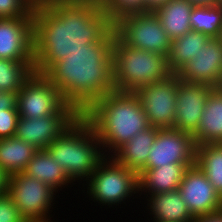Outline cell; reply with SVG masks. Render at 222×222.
Wrapping results in <instances>:
<instances>
[{
    "mask_svg": "<svg viewBox=\"0 0 222 222\" xmlns=\"http://www.w3.org/2000/svg\"><path fill=\"white\" fill-rule=\"evenodd\" d=\"M114 23L101 0H38L33 9L34 72L100 42Z\"/></svg>",
    "mask_w": 222,
    "mask_h": 222,
    "instance_id": "6da1fadb",
    "label": "cell"
},
{
    "mask_svg": "<svg viewBox=\"0 0 222 222\" xmlns=\"http://www.w3.org/2000/svg\"><path fill=\"white\" fill-rule=\"evenodd\" d=\"M114 28L98 43L77 49L54 63L43 75L65 102L83 115L99 98L114 89Z\"/></svg>",
    "mask_w": 222,
    "mask_h": 222,
    "instance_id": "7a4b0ae2",
    "label": "cell"
},
{
    "mask_svg": "<svg viewBox=\"0 0 222 222\" xmlns=\"http://www.w3.org/2000/svg\"><path fill=\"white\" fill-rule=\"evenodd\" d=\"M83 116L94 127L105 156H112L133 136L151 127L135 92H108Z\"/></svg>",
    "mask_w": 222,
    "mask_h": 222,
    "instance_id": "3957f363",
    "label": "cell"
},
{
    "mask_svg": "<svg viewBox=\"0 0 222 222\" xmlns=\"http://www.w3.org/2000/svg\"><path fill=\"white\" fill-rule=\"evenodd\" d=\"M72 182L84 181L92 175L105 157L91 123L80 115L46 149Z\"/></svg>",
    "mask_w": 222,
    "mask_h": 222,
    "instance_id": "277c9868",
    "label": "cell"
},
{
    "mask_svg": "<svg viewBox=\"0 0 222 222\" xmlns=\"http://www.w3.org/2000/svg\"><path fill=\"white\" fill-rule=\"evenodd\" d=\"M113 70L114 89L121 92H136L172 74L165 55L131 48L117 36L113 43Z\"/></svg>",
    "mask_w": 222,
    "mask_h": 222,
    "instance_id": "5b68a950",
    "label": "cell"
},
{
    "mask_svg": "<svg viewBox=\"0 0 222 222\" xmlns=\"http://www.w3.org/2000/svg\"><path fill=\"white\" fill-rule=\"evenodd\" d=\"M86 183L87 196L102 206H118L139 193L138 173L119 164L112 156L100 161Z\"/></svg>",
    "mask_w": 222,
    "mask_h": 222,
    "instance_id": "8992f818",
    "label": "cell"
},
{
    "mask_svg": "<svg viewBox=\"0 0 222 222\" xmlns=\"http://www.w3.org/2000/svg\"><path fill=\"white\" fill-rule=\"evenodd\" d=\"M19 117L39 118L47 115H81L67 104L58 89L43 75L33 72L17 94Z\"/></svg>",
    "mask_w": 222,
    "mask_h": 222,
    "instance_id": "52a82bcc",
    "label": "cell"
},
{
    "mask_svg": "<svg viewBox=\"0 0 222 222\" xmlns=\"http://www.w3.org/2000/svg\"><path fill=\"white\" fill-rule=\"evenodd\" d=\"M114 31L131 48L169 54L172 40L154 12L124 15L114 22Z\"/></svg>",
    "mask_w": 222,
    "mask_h": 222,
    "instance_id": "ba28073f",
    "label": "cell"
},
{
    "mask_svg": "<svg viewBox=\"0 0 222 222\" xmlns=\"http://www.w3.org/2000/svg\"><path fill=\"white\" fill-rule=\"evenodd\" d=\"M57 191L23 172L9 176L8 194L27 222H50Z\"/></svg>",
    "mask_w": 222,
    "mask_h": 222,
    "instance_id": "9c48e42d",
    "label": "cell"
},
{
    "mask_svg": "<svg viewBox=\"0 0 222 222\" xmlns=\"http://www.w3.org/2000/svg\"><path fill=\"white\" fill-rule=\"evenodd\" d=\"M178 76L167 78L141 87L135 94L148 118L149 125L157 128H173L176 116Z\"/></svg>",
    "mask_w": 222,
    "mask_h": 222,
    "instance_id": "30bf717a",
    "label": "cell"
},
{
    "mask_svg": "<svg viewBox=\"0 0 222 222\" xmlns=\"http://www.w3.org/2000/svg\"><path fill=\"white\" fill-rule=\"evenodd\" d=\"M196 143L193 135L175 128H158V133L145 168H157L168 163H195Z\"/></svg>",
    "mask_w": 222,
    "mask_h": 222,
    "instance_id": "8fae6325",
    "label": "cell"
},
{
    "mask_svg": "<svg viewBox=\"0 0 222 222\" xmlns=\"http://www.w3.org/2000/svg\"><path fill=\"white\" fill-rule=\"evenodd\" d=\"M178 191L194 217L222 210V197L196 164L186 170Z\"/></svg>",
    "mask_w": 222,
    "mask_h": 222,
    "instance_id": "7c38bea8",
    "label": "cell"
},
{
    "mask_svg": "<svg viewBox=\"0 0 222 222\" xmlns=\"http://www.w3.org/2000/svg\"><path fill=\"white\" fill-rule=\"evenodd\" d=\"M0 58L34 62L33 17L0 18Z\"/></svg>",
    "mask_w": 222,
    "mask_h": 222,
    "instance_id": "4fadbf2b",
    "label": "cell"
},
{
    "mask_svg": "<svg viewBox=\"0 0 222 222\" xmlns=\"http://www.w3.org/2000/svg\"><path fill=\"white\" fill-rule=\"evenodd\" d=\"M201 50L176 74L181 81L187 83L219 88L222 77V41L220 38H210Z\"/></svg>",
    "mask_w": 222,
    "mask_h": 222,
    "instance_id": "5bb4252c",
    "label": "cell"
},
{
    "mask_svg": "<svg viewBox=\"0 0 222 222\" xmlns=\"http://www.w3.org/2000/svg\"><path fill=\"white\" fill-rule=\"evenodd\" d=\"M213 89L206 84L187 83L178 78L173 128L192 134L198 128L207 98Z\"/></svg>",
    "mask_w": 222,
    "mask_h": 222,
    "instance_id": "9a60e30c",
    "label": "cell"
},
{
    "mask_svg": "<svg viewBox=\"0 0 222 222\" xmlns=\"http://www.w3.org/2000/svg\"><path fill=\"white\" fill-rule=\"evenodd\" d=\"M80 115H47L39 118L19 117L15 137L33 145L37 150H45Z\"/></svg>",
    "mask_w": 222,
    "mask_h": 222,
    "instance_id": "2e32d148",
    "label": "cell"
},
{
    "mask_svg": "<svg viewBox=\"0 0 222 222\" xmlns=\"http://www.w3.org/2000/svg\"><path fill=\"white\" fill-rule=\"evenodd\" d=\"M193 165L195 163H168L157 168H145L138 175L139 196L144 192V196H148L178 190L186 170Z\"/></svg>",
    "mask_w": 222,
    "mask_h": 222,
    "instance_id": "e0dca14e",
    "label": "cell"
},
{
    "mask_svg": "<svg viewBox=\"0 0 222 222\" xmlns=\"http://www.w3.org/2000/svg\"><path fill=\"white\" fill-rule=\"evenodd\" d=\"M146 198L154 222H193L195 219L178 190L150 194Z\"/></svg>",
    "mask_w": 222,
    "mask_h": 222,
    "instance_id": "ac0fdd59",
    "label": "cell"
},
{
    "mask_svg": "<svg viewBox=\"0 0 222 222\" xmlns=\"http://www.w3.org/2000/svg\"><path fill=\"white\" fill-rule=\"evenodd\" d=\"M197 145L222 143V89L209 94L198 128L192 133Z\"/></svg>",
    "mask_w": 222,
    "mask_h": 222,
    "instance_id": "d6986e66",
    "label": "cell"
},
{
    "mask_svg": "<svg viewBox=\"0 0 222 222\" xmlns=\"http://www.w3.org/2000/svg\"><path fill=\"white\" fill-rule=\"evenodd\" d=\"M158 133L157 127H149L133 136L120 147L112 157L119 163L137 173L146 165L150 149Z\"/></svg>",
    "mask_w": 222,
    "mask_h": 222,
    "instance_id": "ffe728a7",
    "label": "cell"
},
{
    "mask_svg": "<svg viewBox=\"0 0 222 222\" xmlns=\"http://www.w3.org/2000/svg\"><path fill=\"white\" fill-rule=\"evenodd\" d=\"M193 7L189 0H169L154 11L172 41L192 30L190 14Z\"/></svg>",
    "mask_w": 222,
    "mask_h": 222,
    "instance_id": "44dd1931",
    "label": "cell"
},
{
    "mask_svg": "<svg viewBox=\"0 0 222 222\" xmlns=\"http://www.w3.org/2000/svg\"><path fill=\"white\" fill-rule=\"evenodd\" d=\"M24 174L48 184L57 191L62 187L74 185L66 172L46 150H38L28 162ZM72 183V184H71Z\"/></svg>",
    "mask_w": 222,
    "mask_h": 222,
    "instance_id": "7402d4cb",
    "label": "cell"
},
{
    "mask_svg": "<svg viewBox=\"0 0 222 222\" xmlns=\"http://www.w3.org/2000/svg\"><path fill=\"white\" fill-rule=\"evenodd\" d=\"M210 37L198 31H189L183 36L174 39L167 56L168 68L176 74L187 62L195 58Z\"/></svg>",
    "mask_w": 222,
    "mask_h": 222,
    "instance_id": "603a6c76",
    "label": "cell"
},
{
    "mask_svg": "<svg viewBox=\"0 0 222 222\" xmlns=\"http://www.w3.org/2000/svg\"><path fill=\"white\" fill-rule=\"evenodd\" d=\"M37 151L33 145L15 136L0 139V167L9 175L23 172Z\"/></svg>",
    "mask_w": 222,
    "mask_h": 222,
    "instance_id": "cb8c5ba5",
    "label": "cell"
},
{
    "mask_svg": "<svg viewBox=\"0 0 222 222\" xmlns=\"http://www.w3.org/2000/svg\"><path fill=\"white\" fill-rule=\"evenodd\" d=\"M195 164L222 197V143L197 145Z\"/></svg>",
    "mask_w": 222,
    "mask_h": 222,
    "instance_id": "d4e9b609",
    "label": "cell"
},
{
    "mask_svg": "<svg viewBox=\"0 0 222 222\" xmlns=\"http://www.w3.org/2000/svg\"><path fill=\"white\" fill-rule=\"evenodd\" d=\"M190 18L193 31L206 34L210 38H220L222 32L221 5H194Z\"/></svg>",
    "mask_w": 222,
    "mask_h": 222,
    "instance_id": "484cf974",
    "label": "cell"
},
{
    "mask_svg": "<svg viewBox=\"0 0 222 222\" xmlns=\"http://www.w3.org/2000/svg\"><path fill=\"white\" fill-rule=\"evenodd\" d=\"M33 72L34 62L0 58V92H18Z\"/></svg>",
    "mask_w": 222,
    "mask_h": 222,
    "instance_id": "4316f807",
    "label": "cell"
},
{
    "mask_svg": "<svg viewBox=\"0 0 222 222\" xmlns=\"http://www.w3.org/2000/svg\"><path fill=\"white\" fill-rule=\"evenodd\" d=\"M17 94L18 92H0V139L15 135L19 118Z\"/></svg>",
    "mask_w": 222,
    "mask_h": 222,
    "instance_id": "83f0119b",
    "label": "cell"
},
{
    "mask_svg": "<svg viewBox=\"0 0 222 222\" xmlns=\"http://www.w3.org/2000/svg\"><path fill=\"white\" fill-rule=\"evenodd\" d=\"M101 5L113 23L124 15L146 12V0H101Z\"/></svg>",
    "mask_w": 222,
    "mask_h": 222,
    "instance_id": "f1b7e54d",
    "label": "cell"
},
{
    "mask_svg": "<svg viewBox=\"0 0 222 222\" xmlns=\"http://www.w3.org/2000/svg\"><path fill=\"white\" fill-rule=\"evenodd\" d=\"M37 0H0V18L33 17Z\"/></svg>",
    "mask_w": 222,
    "mask_h": 222,
    "instance_id": "f546056e",
    "label": "cell"
},
{
    "mask_svg": "<svg viewBox=\"0 0 222 222\" xmlns=\"http://www.w3.org/2000/svg\"><path fill=\"white\" fill-rule=\"evenodd\" d=\"M0 222H27L8 193L0 195Z\"/></svg>",
    "mask_w": 222,
    "mask_h": 222,
    "instance_id": "4dcf8cb0",
    "label": "cell"
},
{
    "mask_svg": "<svg viewBox=\"0 0 222 222\" xmlns=\"http://www.w3.org/2000/svg\"><path fill=\"white\" fill-rule=\"evenodd\" d=\"M193 222H222V210L212 214L197 216Z\"/></svg>",
    "mask_w": 222,
    "mask_h": 222,
    "instance_id": "1f68e13d",
    "label": "cell"
},
{
    "mask_svg": "<svg viewBox=\"0 0 222 222\" xmlns=\"http://www.w3.org/2000/svg\"><path fill=\"white\" fill-rule=\"evenodd\" d=\"M9 174L0 167V195L8 193Z\"/></svg>",
    "mask_w": 222,
    "mask_h": 222,
    "instance_id": "d6a6232c",
    "label": "cell"
},
{
    "mask_svg": "<svg viewBox=\"0 0 222 222\" xmlns=\"http://www.w3.org/2000/svg\"><path fill=\"white\" fill-rule=\"evenodd\" d=\"M169 0H146V12H154Z\"/></svg>",
    "mask_w": 222,
    "mask_h": 222,
    "instance_id": "836d02e7",
    "label": "cell"
},
{
    "mask_svg": "<svg viewBox=\"0 0 222 222\" xmlns=\"http://www.w3.org/2000/svg\"><path fill=\"white\" fill-rule=\"evenodd\" d=\"M194 5H212L216 4V0H189Z\"/></svg>",
    "mask_w": 222,
    "mask_h": 222,
    "instance_id": "e575fe53",
    "label": "cell"
},
{
    "mask_svg": "<svg viewBox=\"0 0 222 222\" xmlns=\"http://www.w3.org/2000/svg\"><path fill=\"white\" fill-rule=\"evenodd\" d=\"M216 4L221 5L222 6V0H216Z\"/></svg>",
    "mask_w": 222,
    "mask_h": 222,
    "instance_id": "d590c367",
    "label": "cell"
},
{
    "mask_svg": "<svg viewBox=\"0 0 222 222\" xmlns=\"http://www.w3.org/2000/svg\"><path fill=\"white\" fill-rule=\"evenodd\" d=\"M219 88L222 89V77H221V80H220V83H219Z\"/></svg>",
    "mask_w": 222,
    "mask_h": 222,
    "instance_id": "8d00e7d4",
    "label": "cell"
}]
</instances>
